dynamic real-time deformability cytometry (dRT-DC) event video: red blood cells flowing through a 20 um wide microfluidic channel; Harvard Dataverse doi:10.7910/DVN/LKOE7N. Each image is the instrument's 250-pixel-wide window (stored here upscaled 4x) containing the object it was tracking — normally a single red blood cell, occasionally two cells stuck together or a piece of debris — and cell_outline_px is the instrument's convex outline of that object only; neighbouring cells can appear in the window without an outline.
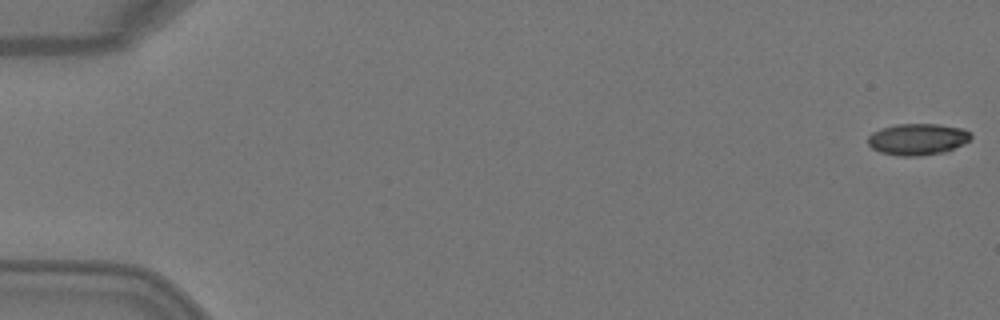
{"species": "Egyptian fruit bat (a non-hibernating species)", "species_latin": "Rousettus aegyptiacus", "temperature_condition": "warm", "stored_images_in_passage": 4, "camera_frame_rate_fps": 3000, "um_per_image_px": 0.085, "animal": {"sex": "female"}, "frame": {"image": 1, "passage_image": 1, "time_ms": 0.0, "image_size_px": [1000, 320], "cell_outline_px": [[972, 136], [964, 144], [944, 152], [916, 156], [900, 156], [880, 152], [872, 148], [868, 144], [868, 136], [872, 132], [880, 128], [896, 124], [940, 124], [964, 128], [972, 132]], "centroid_in_image_um": [78.01, 11.82], "position_along_channel_um": 7.0, "area_um2": 19.07}}